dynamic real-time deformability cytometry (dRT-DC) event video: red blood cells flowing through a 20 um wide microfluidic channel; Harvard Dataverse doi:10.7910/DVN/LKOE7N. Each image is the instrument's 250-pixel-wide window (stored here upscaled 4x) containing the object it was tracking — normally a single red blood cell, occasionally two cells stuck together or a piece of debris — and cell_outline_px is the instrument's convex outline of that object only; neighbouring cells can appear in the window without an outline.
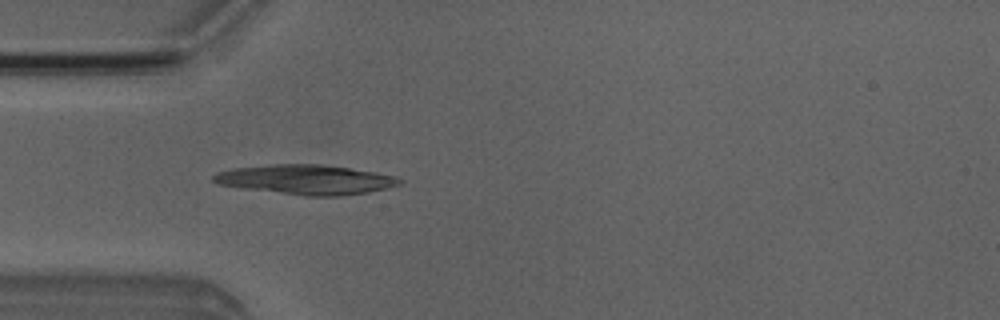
{"species": "Egyptian fruit bat (a non-hibernating species)", "species_latin": "Rousettus aegyptiacus", "temperature_condition": "room temperature", "stored_images_in_passage": 4, "camera_frame_rate_fps": 3000, "um_per_image_px": 0.085, "animal": {"sex": "male"}, "frame": {"image": 1, "passage_image": 4, "time_ms": 3.667, "image_size_px": [1000, 320], "cell_outline_px": [[404, 180], [400, 184], [388, 188], [368, 192], [340, 196], [304, 196], [244, 188], [220, 184], [212, 180], [212, 176], [216, 172], [236, 168], [276, 164], [320, 164], [376, 172], [396, 176]], "centroid_in_image_um": [26.06, 15.27], "position_along_channel_um": 58.9, "area_um2": 31.96}}